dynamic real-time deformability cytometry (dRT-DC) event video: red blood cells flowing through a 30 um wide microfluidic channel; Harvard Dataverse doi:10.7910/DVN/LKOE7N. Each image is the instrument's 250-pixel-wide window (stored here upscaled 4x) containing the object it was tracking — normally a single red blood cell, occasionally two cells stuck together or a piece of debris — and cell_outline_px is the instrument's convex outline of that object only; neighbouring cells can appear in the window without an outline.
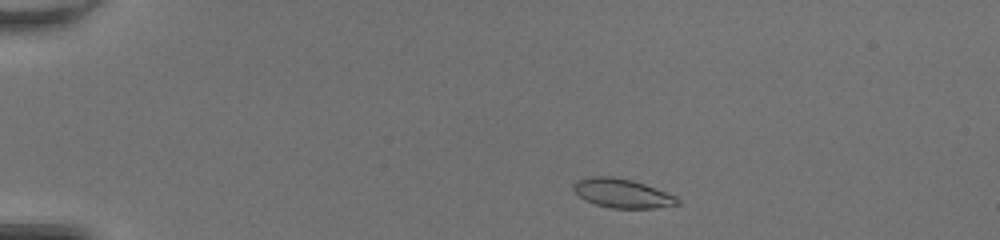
{"species": "common noctule bat (a hibernating species)", "species_latin": "Nyctalus noctula", "temperature_condition": "room temperature", "stored_images_in_passage": 42, "camera_frame_rate_fps": 3000, "um_per_image_px": 0.085, "animal": {"sex": "female", "body_mass_g": 20.0, "forearm_length_mm": 54.0}, "frame": {"image": 1, "passage_image": 3, "time_ms": 0.667, "image_size_px": [1000, 240], "cell_outline_px": [[680, 204], [656, 208], [612, 208], [596, 204], [584, 200], [572, 188], [572, 184], [576, 180], [584, 176], [612, 176], [632, 180], [644, 184], [676, 196], [680, 200]], "centroid_in_image_um": [52.85, 16.42], "position_along_channel_um": 32.1, "area_um2": 17.69}}
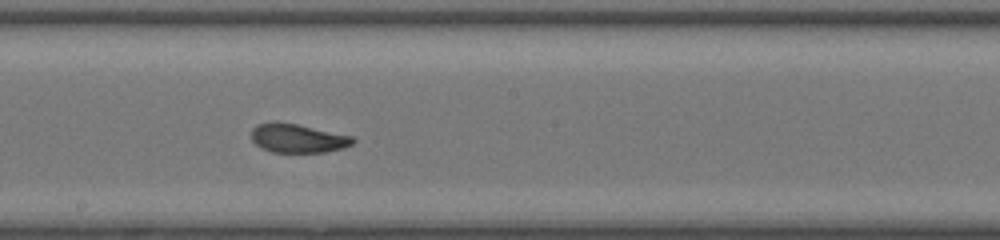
{"frame": {"image": 2, "passage_image": 22, "time_ms": 7.0, "image_size_px": [1000, 240], "cell_outline_px": [[356, 140], [352, 144], [344, 148], [324, 152], [272, 152], [260, 148], [252, 140], [252, 128], [256, 124], [276, 120], [296, 124], [352, 136]], "centroid_in_image_um": [25.27, 11.74], "position_along_channel_um": 222.9, "area_um2": 17.17}}
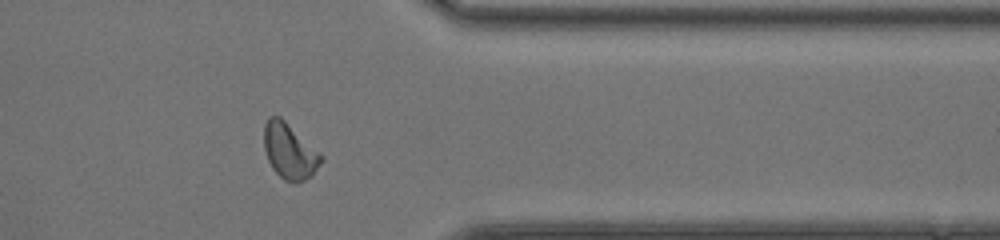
{"frame": {"image": 3, "passage_image": 34, "time_ms": 11.0, "image_size_px": [1000, 240], "cell_outline_px": [[324, 160], [312, 176], [296, 184], [292, 184], [284, 180], [272, 168], [268, 160], [264, 148], [264, 124], [268, 116], [280, 116], [320, 152], [324, 156]], "centroid_in_image_um": [24.63, 12.87], "position_along_channel_um": 386.8, "area_um2": 18.79}, "authors_computed_cell_mechanics": {"area_um2": 17.4556, "velocity_mm_per_s": 4.2732, "shape_relaxation_time_tau1_ms": 3.685, "shape_relaxation_time_tau2_ms": 1.9045, "deformation_change_tau1": 0.1592, "deformation_change_tau2": 0.0595}}